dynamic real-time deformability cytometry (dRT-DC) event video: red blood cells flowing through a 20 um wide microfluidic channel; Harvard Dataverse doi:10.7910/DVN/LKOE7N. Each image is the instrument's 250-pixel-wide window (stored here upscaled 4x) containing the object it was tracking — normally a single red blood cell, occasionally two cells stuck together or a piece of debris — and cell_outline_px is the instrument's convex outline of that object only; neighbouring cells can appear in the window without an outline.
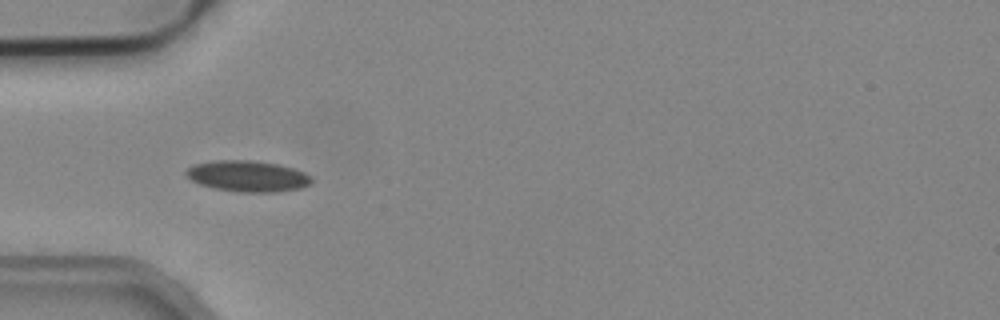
{"species": "common noctule bat (a hibernating species)", "species_latin": "Nyctalus noctula", "temperature_condition": "cold", "stored_images_in_passage": 10, "camera_frame_rate_fps": 3000, "um_per_image_px": 0.085, "animal": {"sex": "male", "body_mass_g": 19.2, "forearm_length_mm": 51.8}, "frame": {"image": 1, "passage_image": 4, "time_ms": 1.0, "image_size_px": [1000, 320], "cell_outline_px": [[312, 180], [308, 184], [300, 188], [276, 192], [240, 192], [216, 188], [200, 184], [192, 180], [184, 172], [192, 164], [216, 160], [248, 160], [276, 164], [292, 168], [304, 172]], "centroid_in_image_um": [21.01, 14.97], "position_along_channel_um": 64.0, "area_um2": 22.37}}
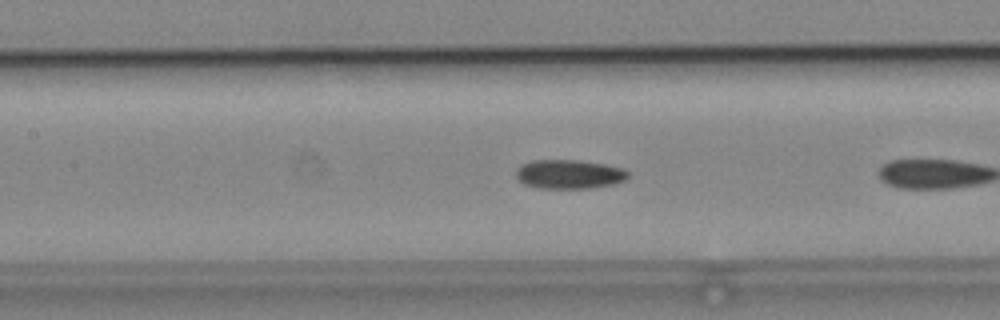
{"frame": {"image": 2, "passage_image": 9, "time_ms": 2.667, "image_size_px": [1000, 320], "cell_outline_px": [[628, 176], [624, 180], [612, 184], [588, 188], [540, 188], [524, 184], [516, 176], [516, 168], [520, 164], [532, 160], [576, 160], [604, 164], [624, 168], [628, 172]], "centroid_in_image_um": [48.34, 14.8], "position_along_channel_um": 159.1, "area_um2": 18.9}}